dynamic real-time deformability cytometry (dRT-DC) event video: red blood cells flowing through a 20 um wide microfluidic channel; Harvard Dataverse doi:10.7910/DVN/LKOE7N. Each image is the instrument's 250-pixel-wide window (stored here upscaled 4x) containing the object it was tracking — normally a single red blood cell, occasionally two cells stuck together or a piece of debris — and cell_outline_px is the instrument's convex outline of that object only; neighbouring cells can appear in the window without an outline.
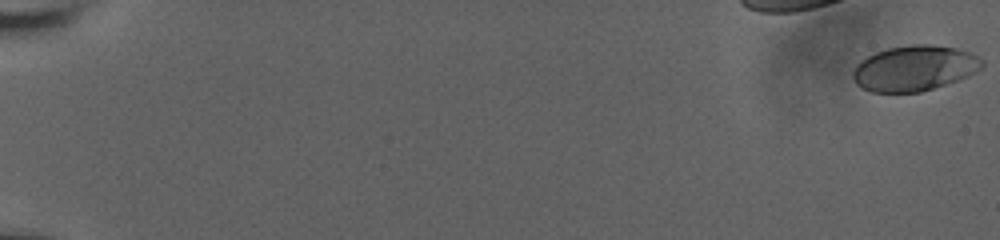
{"species": "human", "species_latin": "Homo sapiens", "temperature_condition": "room temperature", "stored_images_in_passage": 61, "camera_frame_rate_fps": 3000, "um_per_image_px": 0.085, "donor": {"sex": "male"}, "frame": {"image": 1, "passage_image": 1, "time_ms": 0.0, "image_size_px": [1000, 240], "cell_outline_px": [[984, 64], [980, 68], [968, 76], [920, 92], [872, 92], [856, 84], [852, 76], [852, 72], [856, 64], [860, 60], [876, 52], [888, 48], [912, 44], [928, 44], [956, 48], [968, 52], [984, 60]], "centroid_in_image_um": [77.69, 5.79], "position_along_channel_um": 7.3, "area_um2": 33.93}}
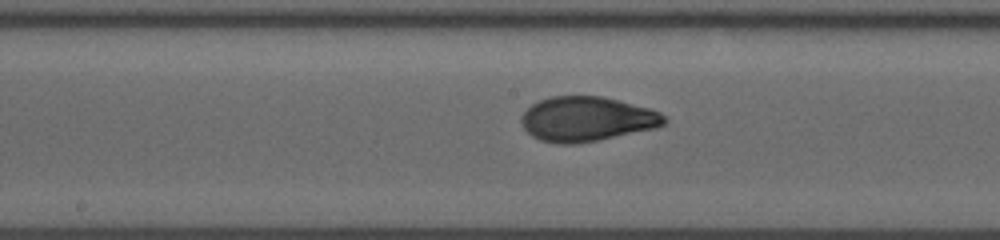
{"frame": {"image": 2, "passage_image": 35, "time_ms": 11.333, "image_size_px": [1000, 240], "cell_outline_px": [[668, 120], [664, 124], [656, 128], [576, 144], [556, 144], [540, 140], [532, 136], [524, 128], [520, 120], [520, 116], [532, 104], [540, 100], [552, 96], [600, 96], [648, 108], [660, 112]], "centroid_in_image_um": [49.85, 10.12], "position_along_channel_um": 198.4, "area_um2": 36.99}}
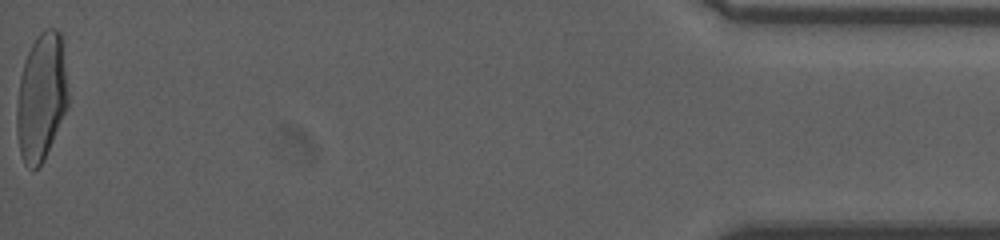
{"frame": {"image": 3, "passage_image": 61, "time_ms": 20.0, "image_size_px": [1000, 240], "cell_outline_px": [[68, 108], [44, 160], [32, 172], [24, 164], [20, 156], [16, 132], [16, 108], [20, 76], [24, 60], [36, 36], [44, 28], [56, 28], [60, 32], [68, 92]], "centroid_in_image_um": [3.5, 8.3], "position_along_channel_um": 431.7, "area_um2": 38.61}, "authors_computed_cell_mechanics": {"area_um2": 36.125, "velocity_mm_per_s": 3.6912, "shape_relaxation_time_tau1_ms": 4.6115, "shape_relaxation_time_tau2_ms": null, "deformation_change_tau1": 0.1993, "deformation_change_tau2": null}}